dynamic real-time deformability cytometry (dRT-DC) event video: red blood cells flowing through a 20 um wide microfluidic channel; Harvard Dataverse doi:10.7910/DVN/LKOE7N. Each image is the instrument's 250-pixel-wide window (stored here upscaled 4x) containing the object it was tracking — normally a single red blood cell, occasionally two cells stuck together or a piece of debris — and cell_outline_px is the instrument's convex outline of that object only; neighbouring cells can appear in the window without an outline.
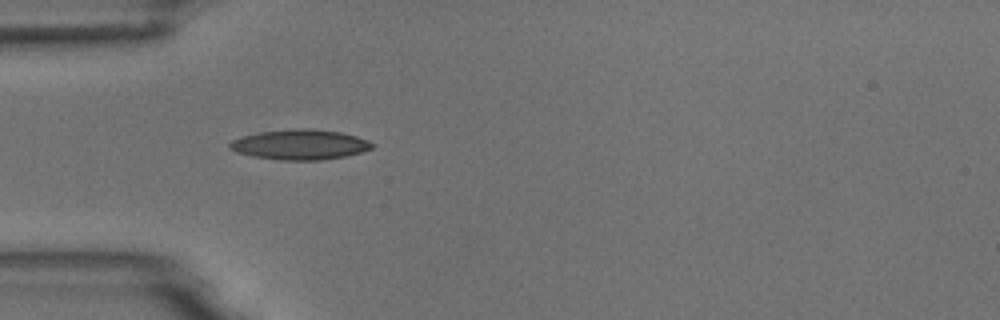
{"species": "common noctule bat (a hibernating species)", "species_latin": "Nyctalus noctula", "temperature_condition": "room temperature", "stored_images_in_passage": 4, "camera_frame_rate_fps": 3000, "um_per_image_px": 0.085, "animal": {"sex": "male", "body_mass_g": 18.8}, "frame": {"image": 1, "passage_image": 1, "time_ms": 0.0, "image_size_px": [1000, 320], "cell_outline_px": [[376, 144], [372, 148], [360, 152], [344, 156], [320, 160], [280, 160], [252, 156], [236, 152], [228, 148], [228, 144], [232, 140], [244, 136], [260, 132], [296, 128], [312, 128], [340, 132], [356, 136], [368, 140]], "centroid_in_image_um": [25.49, 12.28], "position_along_channel_um": 59.5, "area_um2": 24.97}}